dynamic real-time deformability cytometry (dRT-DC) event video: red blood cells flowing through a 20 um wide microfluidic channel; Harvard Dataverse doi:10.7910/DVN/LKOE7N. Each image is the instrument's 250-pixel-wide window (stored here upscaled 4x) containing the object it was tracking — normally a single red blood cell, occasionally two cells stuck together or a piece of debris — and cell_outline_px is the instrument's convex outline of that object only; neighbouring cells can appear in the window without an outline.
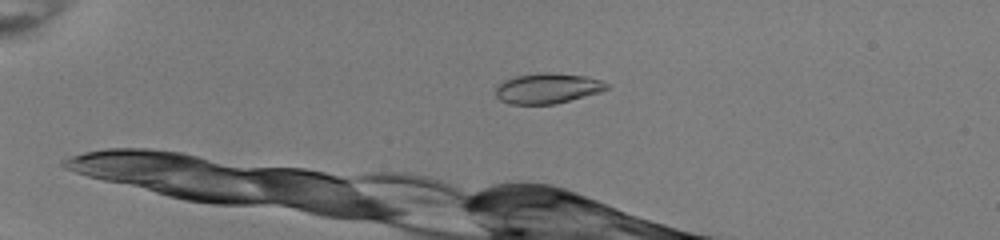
{"species": "common noctule bat (a hibernating species)", "species_latin": "Nyctalus noctula", "temperature_condition": "room temperature", "stored_images_in_passage": 13, "camera_frame_rate_fps": 3000, "um_per_image_px": 0.085, "animal": {"sex": "female", "body_mass_g": 22.0, "forearm_length_mm": 56.7}, "frame": {"image": 1, "passage_image": 3, "time_ms": 0.667, "image_size_px": [1000, 240], "cell_outline_px": [[608, 88], [600, 92], [556, 104], [508, 104], [500, 100], [496, 96], [496, 84], [504, 80], [516, 76], [536, 72], [552, 72], [588, 76], [604, 80], [608, 84]], "centroid_in_image_um": [46.54, 7.49], "position_along_channel_um": 38.5, "area_um2": 20.0}}